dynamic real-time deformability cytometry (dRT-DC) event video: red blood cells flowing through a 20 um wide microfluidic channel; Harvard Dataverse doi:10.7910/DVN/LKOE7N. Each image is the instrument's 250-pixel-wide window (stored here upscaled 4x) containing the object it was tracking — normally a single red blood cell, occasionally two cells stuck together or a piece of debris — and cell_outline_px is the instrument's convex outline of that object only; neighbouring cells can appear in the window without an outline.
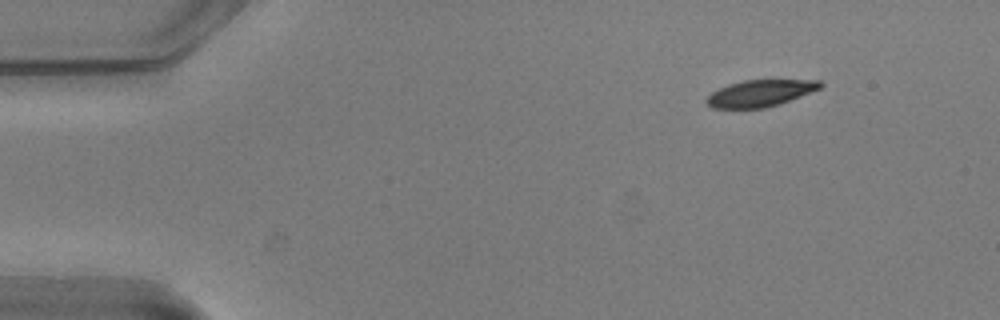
{"species": "common noctule bat (a hibernating species)", "species_latin": "Nyctalus noctula", "temperature_condition": "warm", "stored_images_in_passage": 49, "camera_frame_rate_fps": 3000, "um_per_image_px": 0.085, "animal": {"sex": "male", "body_mass_g": 20.5, "forearm_length_mm": 52.5}, "frame": {"image": 1, "passage_image": 1, "time_ms": 0.0, "image_size_px": [1000, 320], "cell_outline_px": [[824, 84], [820, 88], [780, 104], [764, 108], [712, 108], [704, 100], [712, 92], [728, 84], [744, 80], [820, 80]], "centroid_in_image_um": [64.61, 7.92], "position_along_channel_um": 20.4, "area_um2": 17.57}}
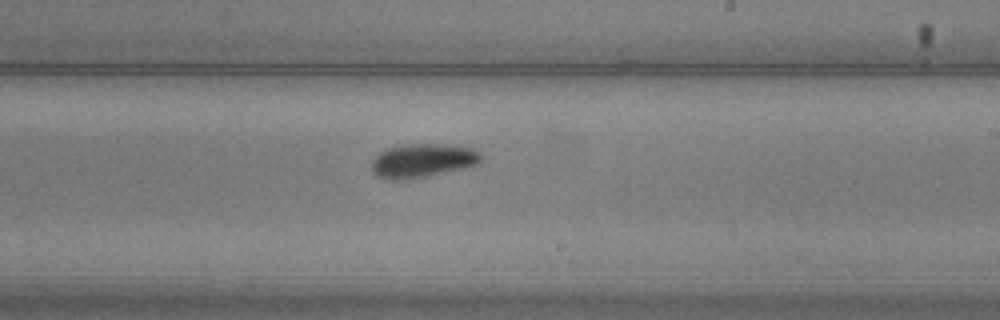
{"frame": {"image": 2, "passage_image": 27, "time_ms": 8.667, "image_size_px": [1000, 320], "cell_outline_px": [[484, 156], [480, 164], [464, 168], [428, 176], [396, 180], [392, 180], [376, 176], [372, 172], [372, 160], [380, 152], [388, 148], [412, 144], [456, 144], [472, 148], [480, 152]], "centroid_in_image_um": [35.99, 13.64], "position_along_channel_um": 253.0, "area_um2": 21.73}}
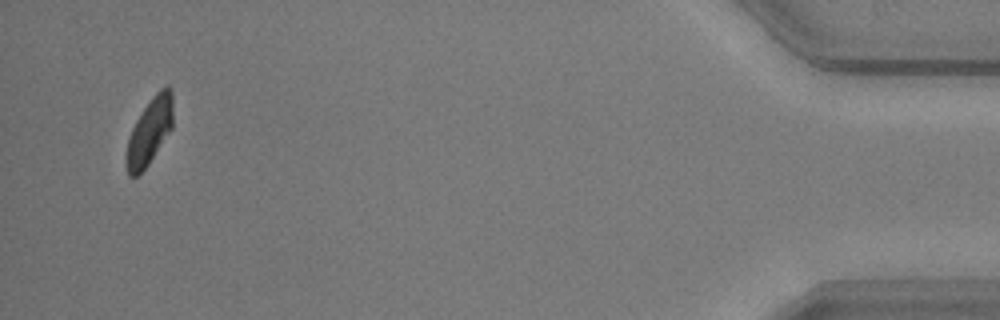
{"frame": {"image": 3, "passage_image": 47, "time_ms": 15.333, "image_size_px": [1000, 320], "cell_outline_px": [[172, 128], [148, 164], [136, 176], [128, 176], [124, 160], [124, 156], [128, 140], [132, 128], [136, 120], [152, 96], [160, 88], [168, 84], [172, 88]], "centroid_in_image_um": [12.69, 11.15], "position_along_channel_um": 422.5, "area_um2": 18.09}, "authors_computed_cell_mechanics": {"area_um2": 19.8254, "velocity_mm_per_s": 3.7292, "shape_relaxation_time_tau1_ms": 2.306, "shape_relaxation_time_tau2_ms": 8.0954, "deformation_change_tau1": 0.1371, "deformation_change_tau2": 0.1227}}